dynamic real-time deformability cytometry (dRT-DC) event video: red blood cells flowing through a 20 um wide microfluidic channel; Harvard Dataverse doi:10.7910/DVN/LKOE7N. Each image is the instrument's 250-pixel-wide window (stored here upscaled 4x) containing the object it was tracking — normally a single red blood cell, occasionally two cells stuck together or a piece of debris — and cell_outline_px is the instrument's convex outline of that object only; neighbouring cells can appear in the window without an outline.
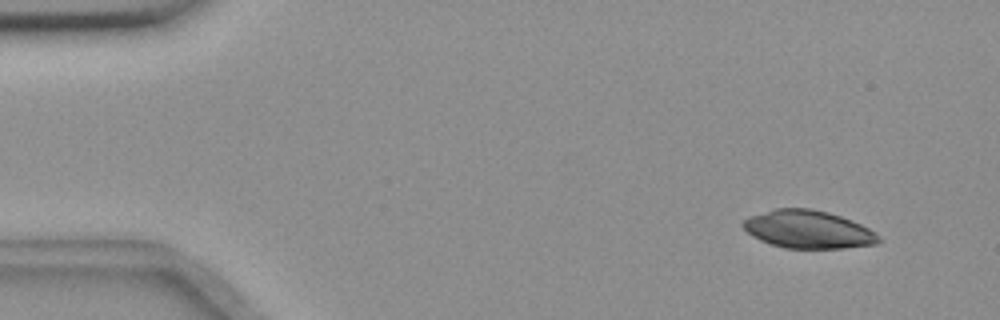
{"species": "common noctule bat (a hibernating species)", "species_latin": "Nyctalus noctula", "temperature_condition": "room temperature", "stored_images_in_passage": 55, "camera_frame_rate_fps": 3000, "um_per_image_px": 0.085, "animal": {"sex": "female", "body_mass_g": 18.4}, "frame": {"image": 1, "passage_image": 4, "time_ms": 1.0, "image_size_px": [1000, 320], "cell_outline_px": [[880, 240], [876, 244], [844, 248], [784, 248], [760, 240], [752, 236], [740, 224], [748, 216], [776, 208], [808, 208], [828, 212], [840, 216], [860, 224], [868, 228], [880, 236]], "centroid_in_image_um": [68.67, 19.5], "position_along_channel_um": 16.3, "area_um2": 29.82}}
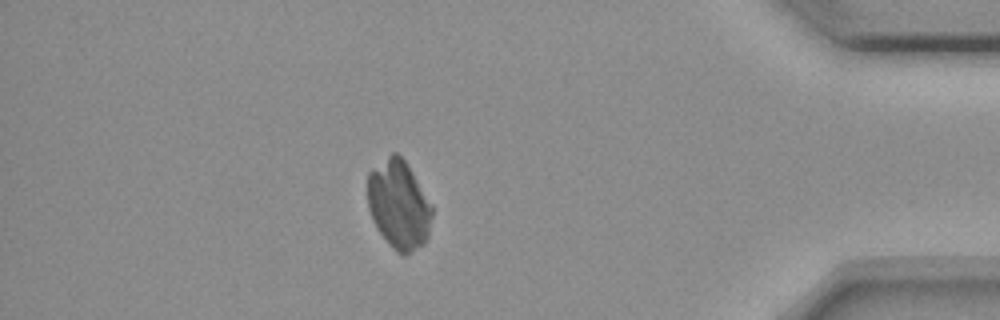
{"frame": {"image": 2, "passage_image": 48, "time_ms": 15.667, "image_size_px": [1000, 320], "cell_outline_px": [[432, 216], [428, 236], [424, 244], [404, 256], [396, 252], [388, 244], [372, 220], [368, 208], [368, 172], [372, 168], [392, 152], [396, 152], [408, 164], [432, 204]], "centroid_in_image_um": [33.9, 17.4], "position_along_channel_um": 401.3, "area_um2": 33.58}}